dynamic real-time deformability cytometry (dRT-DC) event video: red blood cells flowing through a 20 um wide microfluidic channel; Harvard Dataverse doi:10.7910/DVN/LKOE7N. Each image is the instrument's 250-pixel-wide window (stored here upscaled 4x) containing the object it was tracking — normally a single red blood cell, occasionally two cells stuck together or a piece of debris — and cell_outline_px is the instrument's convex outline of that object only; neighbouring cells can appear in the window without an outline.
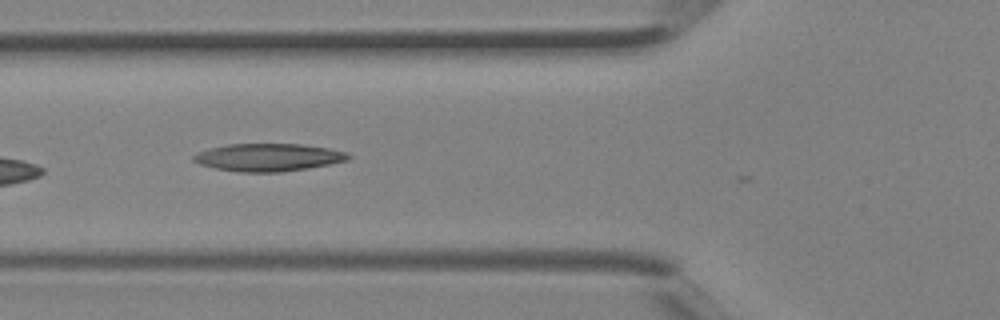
{"species": "Egyptian fruit bat (a non-hibernating species)", "species_latin": "Rousettus aegyptiacus", "temperature_condition": "room temperature", "stored_images_in_passage": 6, "camera_frame_rate_fps": 3000, "um_per_image_px": 0.085, "animal": {"sex": "female"}, "frame": {"image": 1, "passage_image": 5, "time_ms": 1.333, "image_size_px": [1000, 320], "cell_outline_px": [[352, 156], [348, 160], [308, 168], [280, 172], [240, 172], [216, 168], [200, 164], [192, 160], [192, 156], [196, 152], [208, 148], [228, 144], [300, 144], [328, 148], [344, 152]], "centroid_in_image_um": [22.76, 13.37], "position_along_channel_um": 103.0, "area_um2": 24.85}}
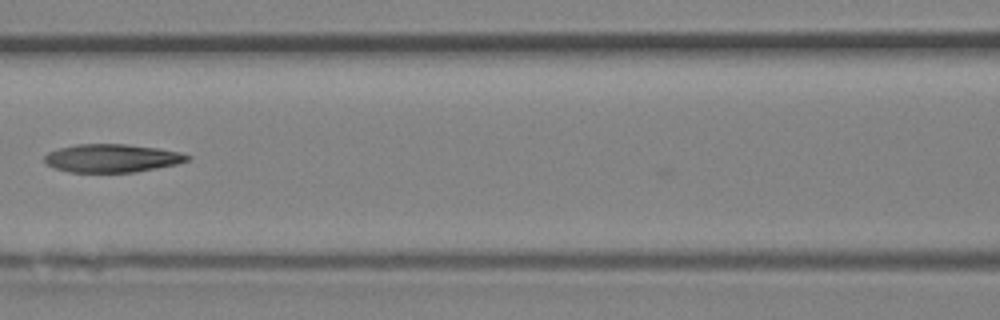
{"frame": {"image": 2, "passage_image": 6, "time_ms": 1.667, "image_size_px": [1000, 320], "cell_outline_px": [[192, 156], [188, 160], [176, 164], [136, 172], [72, 172], [56, 168], [48, 164], [44, 160], [44, 156], [48, 152], [56, 148], [76, 144], [128, 144], [160, 148], [180, 152]], "centroid_in_image_um": [9.53, 13.43], "position_along_channel_um": 157.1, "area_um2": 23.52}}